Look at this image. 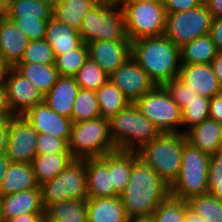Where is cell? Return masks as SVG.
I'll return each instance as SVG.
<instances>
[{
	"instance_id": "obj_17",
	"label": "cell",
	"mask_w": 222,
	"mask_h": 222,
	"mask_svg": "<svg viewBox=\"0 0 222 222\" xmlns=\"http://www.w3.org/2000/svg\"><path fill=\"white\" fill-rule=\"evenodd\" d=\"M29 43L26 35L5 15L0 14V58L7 67H15Z\"/></svg>"
},
{
	"instance_id": "obj_51",
	"label": "cell",
	"mask_w": 222,
	"mask_h": 222,
	"mask_svg": "<svg viewBox=\"0 0 222 222\" xmlns=\"http://www.w3.org/2000/svg\"><path fill=\"white\" fill-rule=\"evenodd\" d=\"M212 18L222 17V0H204Z\"/></svg>"
},
{
	"instance_id": "obj_2",
	"label": "cell",
	"mask_w": 222,
	"mask_h": 222,
	"mask_svg": "<svg viewBox=\"0 0 222 222\" xmlns=\"http://www.w3.org/2000/svg\"><path fill=\"white\" fill-rule=\"evenodd\" d=\"M131 57L156 86L179 76L180 48L167 36L143 37L132 42Z\"/></svg>"
},
{
	"instance_id": "obj_57",
	"label": "cell",
	"mask_w": 222,
	"mask_h": 222,
	"mask_svg": "<svg viewBox=\"0 0 222 222\" xmlns=\"http://www.w3.org/2000/svg\"><path fill=\"white\" fill-rule=\"evenodd\" d=\"M133 2H156V3H164V0H122V3H133Z\"/></svg>"
},
{
	"instance_id": "obj_35",
	"label": "cell",
	"mask_w": 222,
	"mask_h": 222,
	"mask_svg": "<svg viewBox=\"0 0 222 222\" xmlns=\"http://www.w3.org/2000/svg\"><path fill=\"white\" fill-rule=\"evenodd\" d=\"M188 207L206 222H222V200L211 193L194 196L187 201Z\"/></svg>"
},
{
	"instance_id": "obj_21",
	"label": "cell",
	"mask_w": 222,
	"mask_h": 222,
	"mask_svg": "<svg viewBox=\"0 0 222 222\" xmlns=\"http://www.w3.org/2000/svg\"><path fill=\"white\" fill-rule=\"evenodd\" d=\"M79 89L74 77L59 76L56 84L44 96V102L57 114L71 119Z\"/></svg>"
},
{
	"instance_id": "obj_18",
	"label": "cell",
	"mask_w": 222,
	"mask_h": 222,
	"mask_svg": "<svg viewBox=\"0 0 222 222\" xmlns=\"http://www.w3.org/2000/svg\"><path fill=\"white\" fill-rule=\"evenodd\" d=\"M198 95L212 98L222 92V85L215 76L210 64H181L178 76Z\"/></svg>"
},
{
	"instance_id": "obj_34",
	"label": "cell",
	"mask_w": 222,
	"mask_h": 222,
	"mask_svg": "<svg viewBox=\"0 0 222 222\" xmlns=\"http://www.w3.org/2000/svg\"><path fill=\"white\" fill-rule=\"evenodd\" d=\"M181 133L185 134L203 120L209 118L210 98L197 95L182 110Z\"/></svg>"
},
{
	"instance_id": "obj_26",
	"label": "cell",
	"mask_w": 222,
	"mask_h": 222,
	"mask_svg": "<svg viewBox=\"0 0 222 222\" xmlns=\"http://www.w3.org/2000/svg\"><path fill=\"white\" fill-rule=\"evenodd\" d=\"M135 151L115 150L108 153V171L111 173V184L120 195L128 185L133 163L138 159Z\"/></svg>"
},
{
	"instance_id": "obj_12",
	"label": "cell",
	"mask_w": 222,
	"mask_h": 222,
	"mask_svg": "<svg viewBox=\"0 0 222 222\" xmlns=\"http://www.w3.org/2000/svg\"><path fill=\"white\" fill-rule=\"evenodd\" d=\"M2 85L15 116L24 115L29 109L44 101V96L37 87L14 67L6 68Z\"/></svg>"
},
{
	"instance_id": "obj_43",
	"label": "cell",
	"mask_w": 222,
	"mask_h": 222,
	"mask_svg": "<svg viewBox=\"0 0 222 222\" xmlns=\"http://www.w3.org/2000/svg\"><path fill=\"white\" fill-rule=\"evenodd\" d=\"M208 191L222 200V151L210 156L208 171Z\"/></svg>"
},
{
	"instance_id": "obj_50",
	"label": "cell",
	"mask_w": 222,
	"mask_h": 222,
	"mask_svg": "<svg viewBox=\"0 0 222 222\" xmlns=\"http://www.w3.org/2000/svg\"><path fill=\"white\" fill-rule=\"evenodd\" d=\"M5 222H45L44 213H28L20 215Z\"/></svg>"
},
{
	"instance_id": "obj_46",
	"label": "cell",
	"mask_w": 222,
	"mask_h": 222,
	"mask_svg": "<svg viewBox=\"0 0 222 222\" xmlns=\"http://www.w3.org/2000/svg\"><path fill=\"white\" fill-rule=\"evenodd\" d=\"M209 35L218 51H222V17L213 18Z\"/></svg>"
},
{
	"instance_id": "obj_3",
	"label": "cell",
	"mask_w": 222,
	"mask_h": 222,
	"mask_svg": "<svg viewBox=\"0 0 222 222\" xmlns=\"http://www.w3.org/2000/svg\"><path fill=\"white\" fill-rule=\"evenodd\" d=\"M186 135L161 132L143 145L138 157L170 186L178 177Z\"/></svg>"
},
{
	"instance_id": "obj_10",
	"label": "cell",
	"mask_w": 222,
	"mask_h": 222,
	"mask_svg": "<svg viewBox=\"0 0 222 222\" xmlns=\"http://www.w3.org/2000/svg\"><path fill=\"white\" fill-rule=\"evenodd\" d=\"M135 104L160 132L181 133V108L172 100L163 86H155L150 92L139 98Z\"/></svg>"
},
{
	"instance_id": "obj_33",
	"label": "cell",
	"mask_w": 222,
	"mask_h": 222,
	"mask_svg": "<svg viewBox=\"0 0 222 222\" xmlns=\"http://www.w3.org/2000/svg\"><path fill=\"white\" fill-rule=\"evenodd\" d=\"M2 14L6 17L50 20L52 6L41 0H7Z\"/></svg>"
},
{
	"instance_id": "obj_19",
	"label": "cell",
	"mask_w": 222,
	"mask_h": 222,
	"mask_svg": "<svg viewBox=\"0 0 222 222\" xmlns=\"http://www.w3.org/2000/svg\"><path fill=\"white\" fill-rule=\"evenodd\" d=\"M88 198L120 196L111 184L108 171V153L101 157L86 158Z\"/></svg>"
},
{
	"instance_id": "obj_29",
	"label": "cell",
	"mask_w": 222,
	"mask_h": 222,
	"mask_svg": "<svg viewBox=\"0 0 222 222\" xmlns=\"http://www.w3.org/2000/svg\"><path fill=\"white\" fill-rule=\"evenodd\" d=\"M73 159L70 153L37 154L31 163L36 183L40 186L44 182L52 180Z\"/></svg>"
},
{
	"instance_id": "obj_54",
	"label": "cell",
	"mask_w": 222,
	"mask_h": 222,
	"mask_svg": "<svg viewBox=\"0 0 222 222\" xmlns=\"http://www.w3.org/2000/svg\"><path fill=\"white\" fill-rule=\"evenodd\" d=\"M186 222H206L199 214L192 211L186 202Z\"/></svg>"
},
{
	"instance_id": "obj_59",
	"label": "cell",
	"mask_w": 222,
	"mask_h": 222,
	"mask_svg": "<svg viewBox=\"0 0 222 222\" xmlns=\"http://www.w3.org/2000/svg\"><path fill=\"white\" fill-rule=\"evenodd\" d=\"M6 1L7 0H0V14H2L5 9Z\"/></svg>"
},
{
	"instance_id": "obj_48",
	"label": "cell",
	"mask_w": 222,
	"mask_h": 222,
	"mask_svg": "<svg viewBox=\"0 0 222 222\" xmlns=\"http://www.w3.org/2000/svg\"><path fill=\"white\" fill-rule=\"evenodd\" d=\"M12 118L0 119V154L6 153Z\"/></svg>"
},
{
	"instance_id": "obj_30",
	"label": "cell",
	"mask_w": 222,
	"mask_h": 222,
	"mask_svg": "<svg viewBox=\"0 0 222 222\" xmlns=\"http://www.w3.org/2000/svg\"><path fill=\"white\" fill-rule=\"evenodd\" d=\"M14 68L30 80L43 96L56 84L59 77L54 64L18 63Z\"/></svg>"
},
{
	"instance_id": "obj_4",
	"label": "cell",
	"mask_w": 222,
	"mask_h": 222,
	"mask_svg": "<svg viewBox=\"0 0 222 222\" xmlns=\"http://www.w3.org/2000/svg\"><path fill=\"white\" fill-rule=\"evenodd\" d=\"M160 133L135 103H130L109 120V134L118 150L137 152Z\"/></svg>"
},
{
	"instance_id": "obj_42",
	"label": "cell",
	"mask_w": 222,
	"mask_h": 222,
	"mask_svg": "<svg viewBox=\"0 0 222 222\" xmlns=\"http://www.w3.org/2000/svg\"><path fill=\"white\" fill-rule=\"evenodd\" d=\"M29 39V41L45 39L46 27L49 20L30 19L23 17H7Z\"/></svg>"
},
{
	"instance_id": "obj_9",
	"label": "cell",
	"mask_w": 222,
	"mask_h": 222,
	"mask_svg": "<svg viewBox=\"0 0 222 222\" xmlns=\"http://www.w3.org/2000/svg\"><path fill=\"white\" fill-rule=\"evenodd\" d=\"M121 10L131 42L165 33L166 10L163 3L133 2L122 3Z\"/></svg>"
},
{
	"instance_id": "obj_49",
	"label": "cell",
	"mask_w": 222,
	"mask_h": 222,
	"mask_svg": "<svg viewBox=\"0 0 222 222\" xmlns=\"http://www.w3.org/2000/svg\"><path fill=\"white\" fill-rule=\"evenodd\" d=\"M14 116L15 115L9 106L5 88L2 84H0V119L13 118Z\"/></svg>"
},
{
	"instance_id": "obj_23",
	"label": "cell",
	"mask_w": 222,
	"mask_h": 222,
	"mask_svg": "<svg viewBox=\"0 0 222 222\" xmlns=\"http://www.w3.org/2000/svg\"><path fill=\"white\" fill-rule=\"evenodd\" d=\"M45 40L51 45L55 57L68 53L83 43L78 30L53 17L48 21Z\"/></svg>"
},
{
	"instance_id": "obj_62",
	"label": "cell",
	"mask_w": 222,
	"mask_h": 222,
	"mask_svg": "<svg viewBox=\"0 0 222 222\" xmlns=\"http://www.w3.org/2000/svg\"><path fill=\"white\" fill-rule=\"evenodd\" d=\"M220 146L222 147V123H221V138H220Z\"/></svg>"
},
{
	"instance_id": "obj_55",
	"label": "cell",
	"mask_w": 222,
	"mask_h": 222,
	"mask_svg": "<svg viewBox=\"0 0 222 222\" xmlns=\"http://www.w3.org/2000/svg\"><path fill=\"white\" fill-rule=\"evenodd\" d=\"M96 5L121 8L122 0H93Z\"/></svg>"
},
{
	"instance_id": "obj_40",
	"label": "cell",
	"mask_w": 222,
	"mask_h": 222,
	"mask_svg": "<svg viewBox=\"0 0 222 222\" xmlns=\"http://www.w3.org/2000/svg\"><path fill=\"white\" fill-rule=\"evenodd\" d=\"M51 45L45 39L29 41L19 63L55 64Z\"/></svg>"
},
{
	"instance_id": "obj_47",
	"label": "cell",
	"mask_w": 222,
	"mask_h": 222,
	"mask_svg": "<svg viewBox=\"0 0 222 222\" xmlns=\"http://www.w3.org/2000/svg\"><path fill=\"white\" fill-rule=\"evenodd\" d=\"M209 118L216 120L218 123H222V92L210 99Z\"/></svg>"
},
{
	"instance_id": "obj_58",
	"label": "cell",
	"mask_w": 222,
	"mask_h": 222,
	"mask_svg": "<svg viewBox=\"0 0 222 222\" xmlns=\"http://www.w3.org/2000/svg\"><path fill=\"white\" fill-rule=\"evenodd\" d=\"M6 68L7 67L2 63V60L0 58V84H2V82H3Z\"/></svg>"
},
{
	"instance_id": "obj_38",
	"label": "cell",
	"mask_w": 222,
	"mask_h": 222,
	"mask_svg": "<svg viewBox=\"0 0 222 222\" xmlns=\"http://www.w3.org/2000/svg\"><path fill=\"white\" fill-rule=\"evenodd\" d=\"M74 78L80 89L95 92L109 80V75L98 64L88 58Z\"/></svg>"
},
{
	"instance_id": "obj_32",
	"label": "cell",
	"mask_w": 222,
	"mask_h": 222,
	"mask_svg": "<svg viewBox=\"0 0 222 222\" xmlns=\"http://www.w3.org/2000/svg\"><path fill=\"white\" fill-rule=\"evenodd\" d=\"M100 116L104 119H112L118 112L130 104L124 93L108 80L95 91Z\"/></svg>"
},
{
	"instance_id": "obj_25",
	"label": "cell",
	"mask_w": 222,
	"mask_h": 222,
	"mask_svg": "<svg viewBox=\"0 0 222 222\" xmlns=\"http://www.w3.org/2000/svg\"><path fill=\"white\" fill-rule=\"evenodd\" d=\"M38 186L31 163L10 162L0 186V195L6 196Z\"/></svg>"
},
{
	"instance_id": "obj_24",
	"label": "cell",
	"mask_w": 222,
	"mask_h": 222,
	"mask_svg": "<svg viewBox=\"0 0 222 222\" xmlns=\"http://www.w3.org/2000/svg\"><path fill=\"white\" fill-rule=\"evenodd\" d=\"M186 139L203 153L211 156L220 150L221 123L207 118L185 133Z\"/></svg>"
},
{
	"instance_id": "obj_1",
	"label": "cell",
	"mask_w": 222,
	"mask_h": 222,
	"mask_svg": "<svg viewBox=\"0 0 222 222\" xmlns=\"http://www.w3.org/2000/svg\"><path fill=\"white\" fill-rule=\"evenodd\" d=\"M170 195V186L138 158L132 165L126 189L120 194L127 216H151Z\"/></svg>"
},
{
	"instance_id": "obj_41",
	"label": "cell",
	"mask_w": 222,
	"mask_h": 222,
	"mask_svg": "<svg viewBox=\"0 0 222 222\" xmlns=\"http://www.w3.org/2000/svg\"><path fill=\"white\" fill-rule=\"evenodd\" d=\"M162 86L181 110L188 105L189 101L198 95L197 91L189 88L179 77L170 79Z\"/></svg>"
},
{
	"instance_id": "obj_15",
	"label": "cell",
	"mask_w": 222,
	"mask_h": 222,
	"mask_svg": "<svg viewBox=\"0 0 222 222\" xmlns=\"http://www.w3.org/2000/svg\"><path fill=\"white\" fill-rule=\"evenodd\" d=\"M89 58L108 75L116 71L132 55V42L94 41L87 43Z\"/></svg>"
},
{
	"instance_id": "obj_31",
	"label": "cell",
	"mask_w": 222,
	"mask_h": 222,
	"mask_svg": "<svg viewBox=\"0 0 222 222\" xmlns=\"http://www.w3.org/2000/svg\"><path fill=\"white\" fill-rule=\"evenodd\" d=\"M218 50L209 34L195 38L180 48L181 64H210Z\"/></svg>"
},
{
	"instance_id": "obj_13",
	"label": "cell",
	"mask_w": 222,
	"mask_h": 222,
	"mask_svg": "<svg viewBox=\"0 0 222 222\" xmlns=\"http://www.w3.org/2000/svg\"><path fill=\"white\" fill-rule=\"evenodd\" d=\"M37 137L38 132L23 115L14 116L5 153L10 162L32 163L37 155Z\"/></svg>"
},
{
	"instance_id": "obj_14",
	"label": "cell",
	"mask_w": 222,
	"mask_h": 222,
	"mask_svg": "<svg viewBox=\"0 0 222 222\" xmlns=\"http://www.w3.org/2000/svg\"><path fill=\"white\" fill-rule=\"evenodd\" d=\"M109 80L124 93L130 103H135L156 86L132 57L109 75Z\"/></svg>"
},
{
	"instance_id": "obj_27",
	"label": "cell",
	"mask_w": 222,
	"mask_h": 222,
	"mask_svg": "<svg viewBox=\"0 0 222 222\" xmlns=\"http://www.w3.org/2000/svg\"><path fill=\"white\" fill-rule=\"evenodd\" d=\"M95 6L93 0H60L52 6V17L79 31L84 17Z\"/></svg>"
},
{
	"instance_id": "obj_5",
	"label": "cell",
	"mask_w": 222,
	"mask_h": 222,
	"mask_svg": "<svg viewBox=\"0 0 222 222\" xmlns=\"http://www.w3.org/2000/svg\"><path fill=\"white\" fill-rule=\"evenodd\" d=\"M210 156L187 141L184 142L180 172L170 185V194L187 201L208 191Z\"/></svg>"
},
{
	"instance_id": "obj_60",
	"label": "cell",
	"mask_w": 222,
	"mask_h": 222,
	"mask_svg": "<svg viewBox=\"0 0 222 222\" xmlns=\"http://www.w3.org/2000/svg\"><path fill=\"white\" fill-rule=\"evenodd\" d=\"M44 2L49 3L51 6H54L55 4H57L60 0H41Z\"/></svg>"
},
{
	"instance_id": "obj_36",
	"label": "cell",
	"mask_w": 222,
	"mask_h": 222,
	"mask_svg": "<svg viewBox=\"0 0 222 222\" xmlns=\"http://www.w3.org/2000/svg\"><path fill=\"white\" fill-rule=\"evenodd\" d=\"M89 58L88 46L84 42L76 49L55 58L59 76L74 77Z\"/></svg>"
},
{
	"instance_id": "obj_37",
	"label": "cell",
	"mask_w": 222,
	"mask_h": 222,
	"mask_svg": "<svg viewBox=\"0 0 222 222\" xmlns=\"http://www.w3.org/2000/svg\"><path fill=\"white\" fill-rule=\"evenodd\" d=\"M99 116L96 93L90 90L79 89L72 109V122L91 120Z\"/></svg>"
},
{
	"instance_id": "obj_11",
	"label": "cell",
	"mask_w": 222,
	"mask_h": 222,
	"mask_svg": "<svg viewBox=\"0 0 222 222\" xmlns=\"http://www.w3.org/2000/svg\"><path fill=\"white\" fill-rule=\"evenodd\" d=\"M212 19L205 3L185 12L166 13L164 35L181 48L195 38L209 34Z\"/></svg>"
},
{
	"instance_id": "obj_6",
	"label": "cell",
	"mask_w": 222,
	"mask_h": 222,
	"mask_svg": "<svg viewBox=\"0 0 222 222\" xmlns=\"http://www.w3.org/2000/svg\"><path fill=\"white\" fill-rule=\"evenodd\" d=\"M69 150L74 159L101 157L117 150L109 134V120L99 116L73 123Z\"/></svg>"
},
{
	"instance_id": "obj_39",
	"label": "cell",
	"mask_w": 222,
	"mask_h": 222,
	"mask_svg": "<svg viewBox=\"0 0 222 222\" xmlns=\"http://www.w3.org/2000/svg\"><path fill=\"white\" fill-rule=\"evenodd\" d=\"M151 216L153 222H186V201L170 194Z\"/></svg>"
},
{
	"instance_id": "obj_16",
	"label": "cell",
	"mask_w": 222,
	"mask_h": 222,
	"mask_svg": "<svg viewBox=\"0 0 222 222\" xmlns=\"http://www.w3.org/2000/svg\"><path fill=\"white\" fill-rule=\"evenodd\" d=\"M38 133L51 134L69 142L72 120L57 114L44 101L23 115Z\"/></svg>"
},
{
	"instance_id": "obj_20",
	"label": "cell",
	"mask_w": 222,
	"mask_h": 222,
	"mask_svg": "<svg viewBox=\"0 0 222 222\" xmlns=\"http://www.w3.org/2000/svg\"><path fill=\"white\" fill-rule=\"evenodd\" d=\"M1 201L4 222L28 213H44L39 186L34 189L1 196Z\"/></svg>"
},
{
	"instance_id": "obj_53",
	"label": "cell",
	"mask_w": 222,
	"mask_h": 222,
	"mask_svg": "<svg viewBox=\"0 0 222 222\" xmlns=\"http://www.w3.org/2000/svg\"><path fill=\"white\" fill-rule=\"evenodd\" d=\"M10 160L6 154H0V186L9 167Z\"/></svg>"
},
{
	"instance_id": "obj_52",
	"label": "cell",
	"mask_w": 222,
	"mask_h": 222,
	"mask_svg": "<svg viewBox=\"0 0 222 222\" xmlns=\"http://www.w3.org/2000/svg\"><path fill=\"white\" fill-rule=\"evenodd\" d=\"M215 76L222 85V51H218L216 57L210 63Z\"/></svg>"
},
{
	"instance_id": "obj_44",
	"label": "cell",
	"mask_w": 222,
	"mask_h": 222,
	"mask_svg": "<svg viewBox=\"0 0 222 222\" xmlns=\"http://www.w3.org/2000/svg\"><path fill=\"white\" fill-rule=\"evenodd\" d=\"M70 153L69 142L51 134L38 133L37 154Z\"/></svg>"
},
{
	"instance_id": "obj_22",
	"label": "cell",
	"mask_w": 222,
	"mask_h": 222,
	"mask_svg": "<svg viewBox=\"0 0 222 222\" xmlns=\"http://www.w3.org/2000/svg\"><path fill=\"white\" fill-rule=\"evenodd\" d=\"M87 222H127L123 201L120 196L87 198Z\"/></svg>"
},
{
	"instance_id": "obj_7",
	"label": "cell",
	"mask_w": 222,
	"mask_h": 222,
	"mask_svg": "<svg viewBox=\"0 0 222 222\" xmlns=\"http://www.w3.org/2000/svg\"><path fill=\"white\" fill-rule=\"evenodd\" d=\"M43 208L66 200L87 199L86 158L73 159L52 180L40 186Z\"/></svg>"
},
{
	"instance_id": "obj_61",
	"label": "cell",
	"mask_w": 222,
	"mask_h": 222,
	"mask_svg": "<svg viewBox=\"0 0 222 222\" xmlns=\"http://www.w3.org/2000/svg\"><path fill=\"white\" fill-rule=\"evenodd\" d=\"M0 222H4L3 216H2V201H1V195H0Z\"/></svg>"
},
{
	"instance_id": "obj_56",
	"label": "cell",
	"mask_w": 222,
	"mask_h": 222,
	"mask_svg": "<svg viewBox=\"0 0 222 222\" xmlns=\"http://www.w3.org/2000/svg\"><path fill=\"white\" fill-rule=\"evenodd\" d=\"M127 222H153L152 216L130 217Z\"/></svg>"
},
{
	"instance_id": "obj_8",
	"label": "cell",
	"mask_w": 222,
	"mask_h": 222,
	"mask_svg": "<svg viewBox=\"0 0 222 222\" xmlns=\"http://www.w3.org/2000/svg\"><path fill=\"white\" fill-rule=\"evenodd\" d=\"M85 44L94 41H129L121 8L96 5L79 30Z\"/></svg>"
},
{
	"instance_id": "obj_45",
	"label": "cell",
	"mask_w": 222,
	"mask_h": 222,
	"mask_svg": "<svg viewBox=\"0 0 222 222\" xmlns=\"http://www.w3.org/2000/svg\"><path fill=\"white\" fill-rule=\"evenodd\" d=\"M204 0H164L166 13H178L191 10L203 4Z\"/></svg>"
},
{
	"instance_id": "obj_28",
	"label": "cell",
	"mask_w": 222,
	"mask_h": 222,
	"mask_svg": "<svg viewBox=\"0 0 222 222\" xmlns=\"http://www.w3.org/2000/svg\"><path fill=\"white\" fill-rule=\"evenodd\" d=\"M45 222H87L86 199L66 200L44 209Z\"/></svg>"
}]
</instances>
